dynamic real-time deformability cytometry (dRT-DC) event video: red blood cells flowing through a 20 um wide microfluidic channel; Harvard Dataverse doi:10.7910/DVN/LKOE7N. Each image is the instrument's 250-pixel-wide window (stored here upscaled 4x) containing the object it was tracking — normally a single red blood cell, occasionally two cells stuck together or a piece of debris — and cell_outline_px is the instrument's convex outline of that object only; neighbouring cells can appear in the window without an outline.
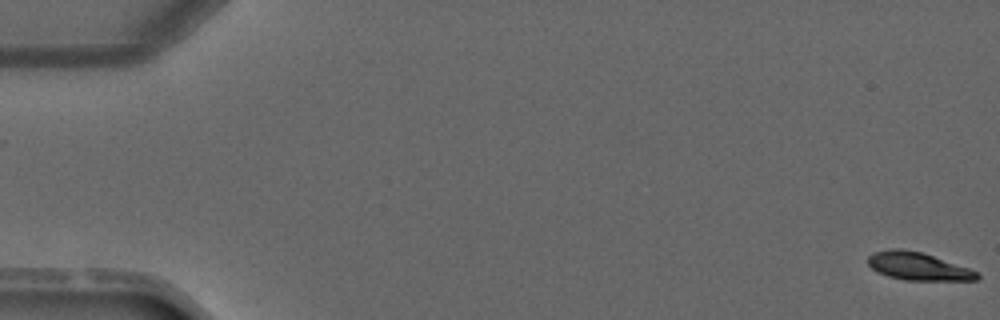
{"species": "common noctule bat (a hibernating species)", "species_latin": "Nyctalus noctula", "temperature_condition": "warm", "stored_images_in_passage": 4, "camera_frame_rate_fps": 3000, "um_per_image_px": 0.085, "animal": {"sex": "male", "forearm_length_mm": 52.5}, "frame": {"image": 1, "passage_image": 1, "time_ms": 0.0, "image_size_px": [1000, 320], "cell_outline_px": [[980, 276], [976, 280], [904, 280], [888, 276], [876, 272], [868, 264], [868, 256], [872, 252], [892, 248], [900, 248], [924, 252], [980, 272]], "centroid_in_image_um": [78.02, 22.62], "position_along_channel_um": 7.0, "area_um2": 17.92}}
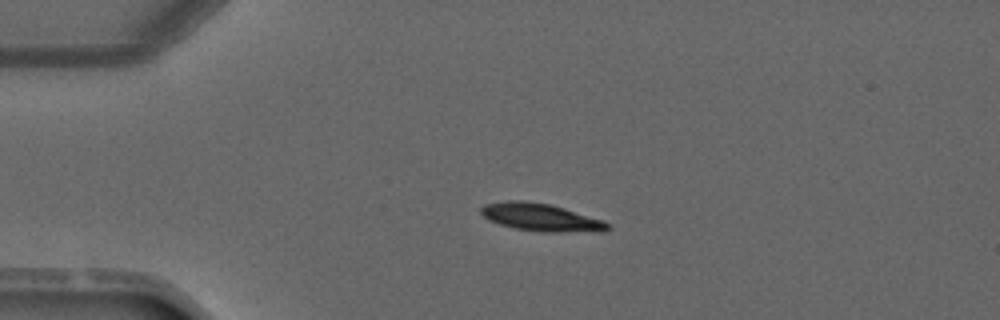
{"frame": {"image": 2, "passage_image": 3, "time_ms": 3.333, "image_size_px": [1000, 320], "cell_outline_px": [[612, 228], [604, 232], [544, 232], [516, 228], [500, 224], [488, 220], [480, 212], [480, 208], [484, 204], [504, 200], [524, 200], [548, 204], [564, 208], [604, 220]], "centroid_in_image_um": [46.0, 18.47], "position_along_channel_um": 39.0, "area_um2": 20.58}}